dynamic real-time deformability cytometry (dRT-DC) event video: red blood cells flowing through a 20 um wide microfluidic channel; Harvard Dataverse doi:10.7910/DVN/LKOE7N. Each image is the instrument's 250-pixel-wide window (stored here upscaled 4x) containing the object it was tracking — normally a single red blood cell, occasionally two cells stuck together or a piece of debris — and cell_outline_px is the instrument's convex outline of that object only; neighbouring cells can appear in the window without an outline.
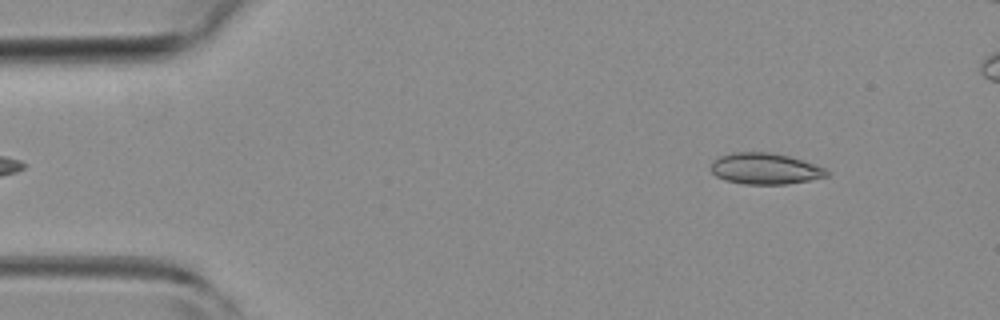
{"species": "common noctule bat (a hibernating species)", "species_latin": "Nyctalus noctula", "temperature_condition": "room temperature", "stored_images_in_passage": 45, "camera_frame_rate_fps": 3000, "um_per_image_px": 0.085, "animal": {"sex": "female", "body_mass_g": 19.3, "forearm_length_mm": 54.1}, "frame": {"image": 1, "passage_image": 5, "time_ms": 1.333, "image_size_px": [1000, 320], "cell_outline_px": [[828, 176], [808, 180], [784, 184], [744, 184], [724, 180], [716, 176], [712, 172], [712, 160], [720, 156], [732, 152], [772, 152], [788, 156], [824, 168], [828, 172]], "centroid_in_image_um": [64.98, 14.33], "position_along_channel_um": 20.0, "area_um2": 20.81}}
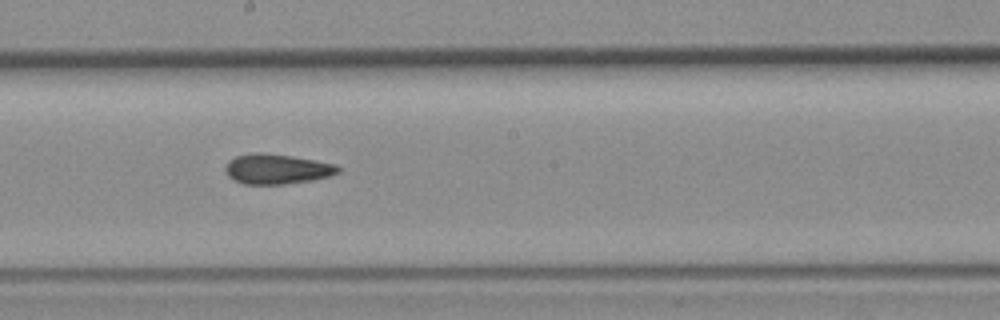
{"frame": {"image": 2, "passage_image": 25, "time_ms": 8.0, "image_size_px": [1000, 320], "cell_outline_px": [[340, 172], [328, 176], [312, 180], [284, 184], [244, 184], [232, 180], [224, 172], [224, 168], [228, 160], [236, 156], [252, 152], [264, 152], [292, 156], [336, 164], [340, 168]], "centroid_in_image_um": [23.48, 14.36], "position_along_channel_um": 224.7, "area_um2": 19.94}}
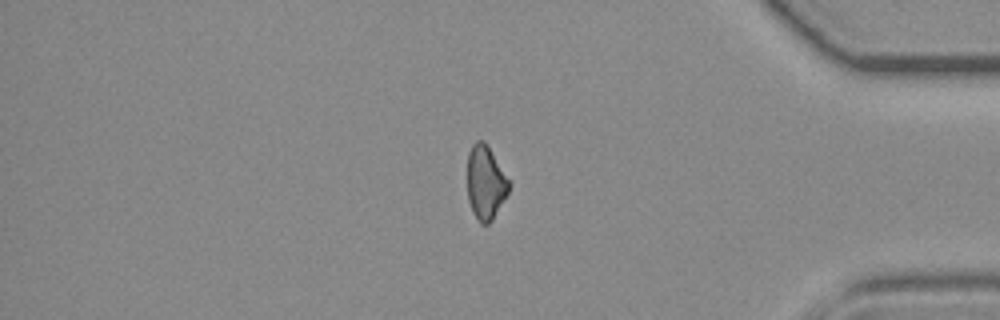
{"frame": {"image": 3, "passage_image": 39, "time_ms": 12.667, "image_size_px": [1000, 320], "cell_outline_px": [[512, 184], [508, 192], [492, 220], [488, 224], [480, 224], [472, 212], [468, 200], [468, 152], [472, 144], [476, 140], [484, 140]], "centroid_in_image_um": [41.27, 15.52], "position_along_channel_um": 393.9, "area_um2": 17.92}}